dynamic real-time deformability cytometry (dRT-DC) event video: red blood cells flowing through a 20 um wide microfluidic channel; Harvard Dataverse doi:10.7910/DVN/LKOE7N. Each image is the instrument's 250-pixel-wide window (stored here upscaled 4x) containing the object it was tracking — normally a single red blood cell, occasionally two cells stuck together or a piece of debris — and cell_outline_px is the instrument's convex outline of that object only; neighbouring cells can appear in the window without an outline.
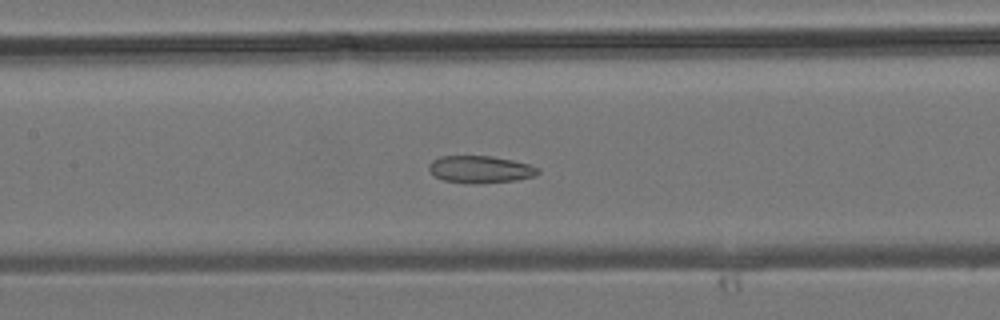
{"species": "common noctule bat (a hibernating species)", "species_latin": "Nyctalus noctula", "temperature_condition": "room temperature", "stored_images_in_passage": 39, "camera_frame_rate_fps": 3000, "um_per_image_px": 0.085, "animal": {"sex": "male", "body_mass_g": 19.2, "forearm_length_mm": 51.8}, "frame": {"image": 1, "passage_image": 18, "time_ms": 5.667, "image_size_px": [1000, 320], "cell_outline_px": [[540, 172], [536, 176], [516, 180], [444, 180], [436, 176], [428, 168], [432, 160], [440, 156], [492, 156], [512, 160], [528, 164], [540, 168]], "centroid_in_image_um": [40.88, 14.33], "position_along_channel_um": 166.5, "area_um2": 16.18}}
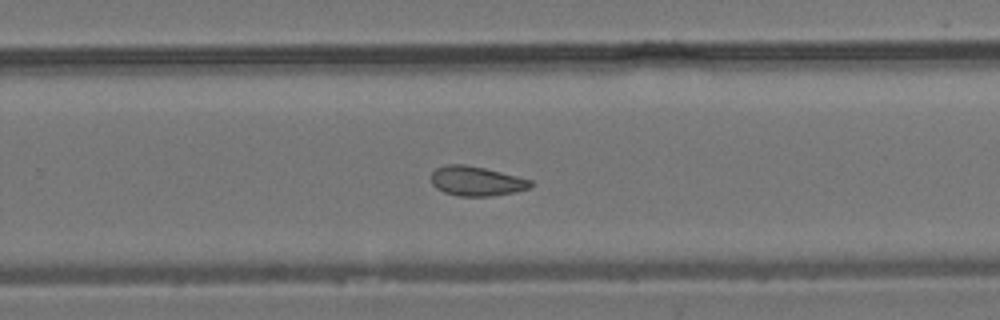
{"frame": {"image": 2, "passage_image": 25, "time_ms": 8.0, "image_size_px": [1000, 320], "cell_outline_px": [[536, 184], [532, 188], [516, 192], [492, 196], [460, 196], [444, 192], [436, 188], [432, 184], [432, 172], [436, 168], [448, 164], [464, 164], [484, 168], [532, 180]], "centroid_in_image_um": [40.54, 15.4], "position_along_channel_um": 289.3, "area_um2": 17.22}}
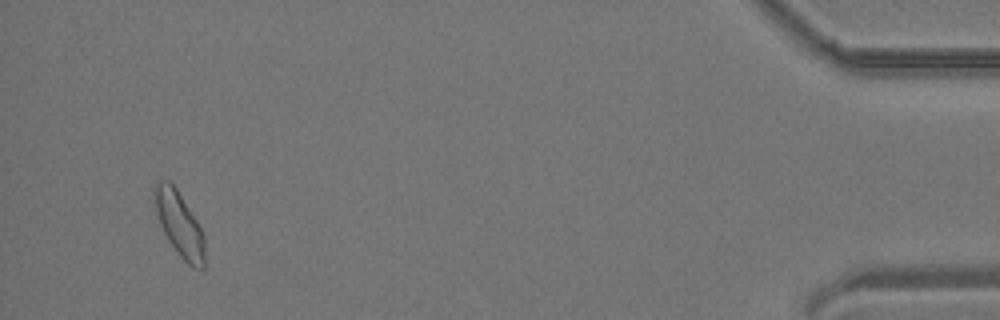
{"frame": {"image": 3, "passage_image": 37, "time_ms": 12.0, "image_size_px": [1000, 320], "cell_outline_px": [[204, 268], [192, 268], [180, 256], [168, 240], [160, 224], [152, 200], [152, 188], [160, 180], [168, 180], [176, 188], [204, 232]], "centroid_in_image_um": [15.22, 19.02], "position_along_channel_um": 420.0, "area_um2": 18.96}}